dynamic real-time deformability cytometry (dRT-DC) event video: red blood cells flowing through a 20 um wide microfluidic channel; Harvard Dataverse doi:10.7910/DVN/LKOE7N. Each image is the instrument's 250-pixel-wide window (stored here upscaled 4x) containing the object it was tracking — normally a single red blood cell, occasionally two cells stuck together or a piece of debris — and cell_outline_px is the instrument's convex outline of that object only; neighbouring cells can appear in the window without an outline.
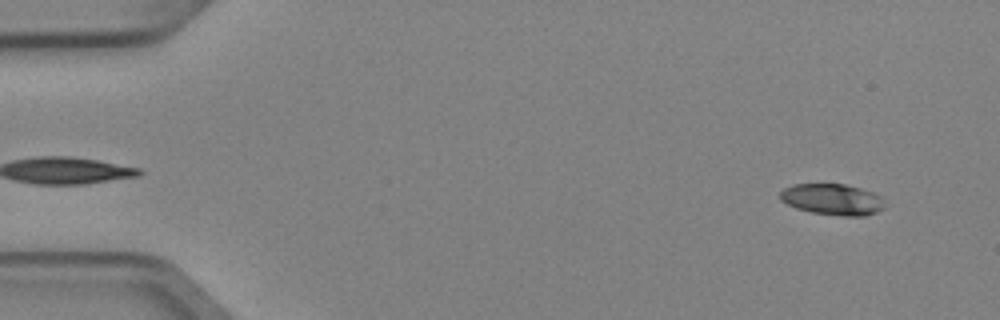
{"species": "Egyptian fruit bat (a non-hibernating species)", "species_latin": "Rousettus aegyptiacus", "temperature_condition": "cold", "stored_images_in_passage": 4, "segment_of_instrument_passage": [2, 2], "camera_frame_rate_fps": 3000, "um_per_image_px": 0.085, "animal": {"sex": "female"}, "frame": {"image": 1, "passage_image": 4, "time_ms": 1.0, "image_size_px": [1000, 320], "cell_outline_px": [[884, 208], [876, 212], [864, 216], [844, 216], [812, 212], [796, 208], [780, 200], [780, 192], [784, 188], [792, 184], [844, 184], [860, 188], [872, 192], [880, 196], [884, 200]], "centroid_in_image_um": [70.75, 16.94], "position_along_channel_um": 14.2, "area_um2": 18.96}}